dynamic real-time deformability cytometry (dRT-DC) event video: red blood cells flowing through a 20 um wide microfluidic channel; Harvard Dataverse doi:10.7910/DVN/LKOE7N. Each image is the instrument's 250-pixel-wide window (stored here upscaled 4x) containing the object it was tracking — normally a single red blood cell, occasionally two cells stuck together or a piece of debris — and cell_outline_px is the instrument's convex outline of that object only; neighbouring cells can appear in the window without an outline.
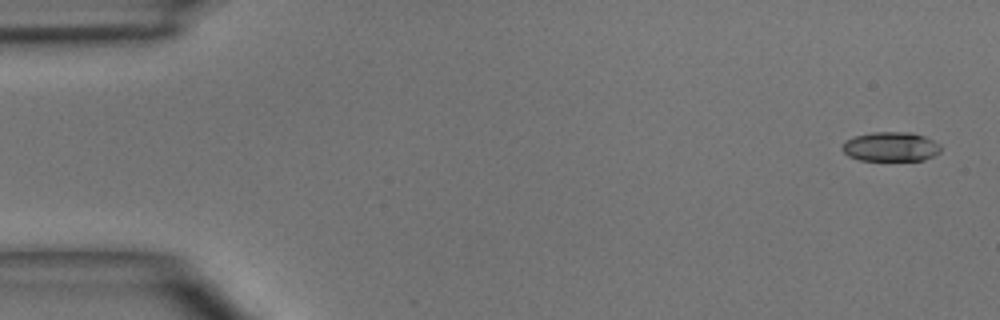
{"species": "common noctule bat (a hibernating species)", "species_latin": "Nyctalus noctula", "temperature_condition": "room temperature", "stored_images_in_passage": 5, "camera_frame_rate_fps": 3000, "um_per_image_px": 0.085, "animal": {"sex": "male", "body_mass_g": 15.6}, "frame": {"image": 1, "passage_image": 1, "time_ms": 0.0, "image_size_px": [1000, 320], "cell_outline_px": [[940, 152], [924, 160], [860, 160], [848, 156], [840, 148], [848, 140], [856, 136], [872, 132], [912, 132], [924, 136], [940, 144]], "centroid_in_image_um": [75.72, 12.47], "position_along_channel_um": 9.3, "area_um2": 16.76}}
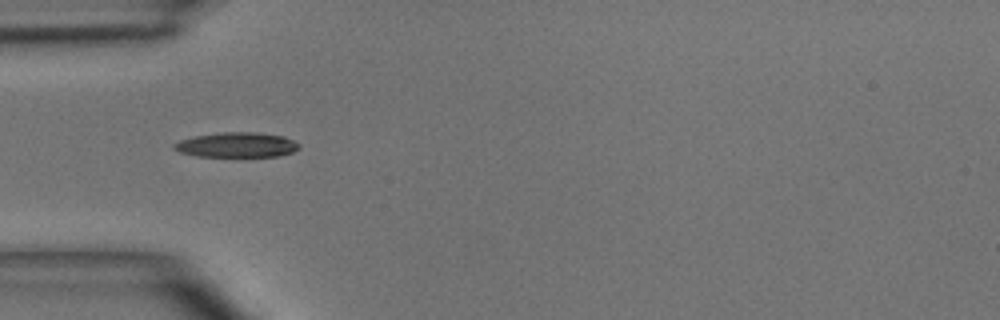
{"frame": {"image": 2, "passage_image": 4, "time_ms": 4.333, "image_size_px": [1000, 320], "cell_outline_px": [[300, 148], [292, 152], [280, 156], [196, 156], [180, 152], [172, 148], [172, 144], [180, 140], [196, 136], [224, 132], [256, 132], [284, 136], [300, 144]], "centroid_in_image_um": [20.13, 12.31], "position_along_channel_um": 64.9, "area_um2": 18.09}}
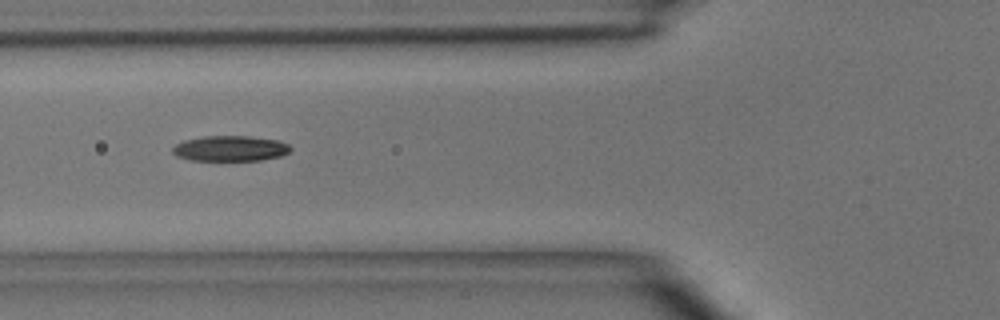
{"frame": {"image": 3, "passage_image": 5, "time_ms": 5.333, "image_size_px": [1000, 320], "cell_outline_px": [[292, 148], [288, 152], [280, 156], [260, 160], [192, 160], [176, 156], [172, 152], [172, 148], [176, 144], [184, 140], [204, 136], [248, 136], [280, 140], [288, 144]], "centroid_in_image_um": [19.57, 12.61], "position_along_channel_um": 106.2, "area_um2": 17.46}}